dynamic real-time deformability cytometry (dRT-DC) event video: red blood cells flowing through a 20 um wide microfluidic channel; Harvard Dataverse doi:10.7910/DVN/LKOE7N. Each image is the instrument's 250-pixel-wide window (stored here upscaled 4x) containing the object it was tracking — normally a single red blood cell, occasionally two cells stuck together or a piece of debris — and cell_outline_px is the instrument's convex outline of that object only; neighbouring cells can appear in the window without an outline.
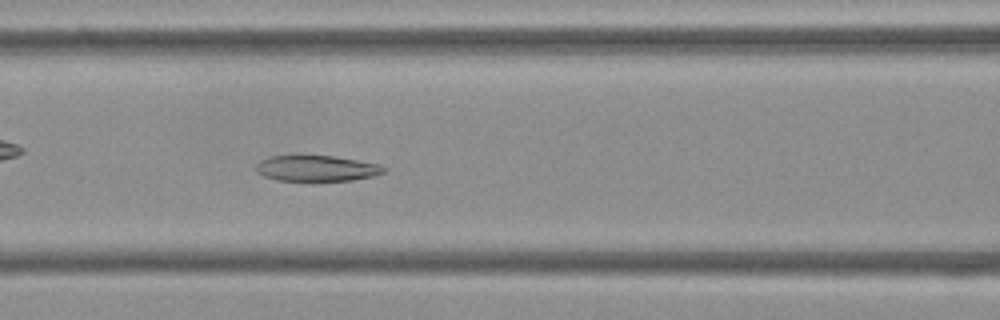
{"species": "Egyptian fruit bat (a non-hibernating species)", "species_latin": "Rousettus aegyptiacus", "temperature_condition": "cold", "stored_images_in_passage": 53, "camera_frame_rate_fps": 3000, "um_per_image_px": 0.085, "frame": {"image": 1, "passage_image": 22, "time_ms": 7.0, "image_size_px": [1000, 320], "cell_outline_px": [[388, 172], [372, 176], [352, 180], [276, 180], [264, 176], [256, 172], [256, 164], [260, 160], [272, 156], [336, 156], [376, 164], [388, 168]], "centroid_in_image_um": [26.92, 14.31], "position_along_channel_um": 139.7, "area_um2": 19.02}}
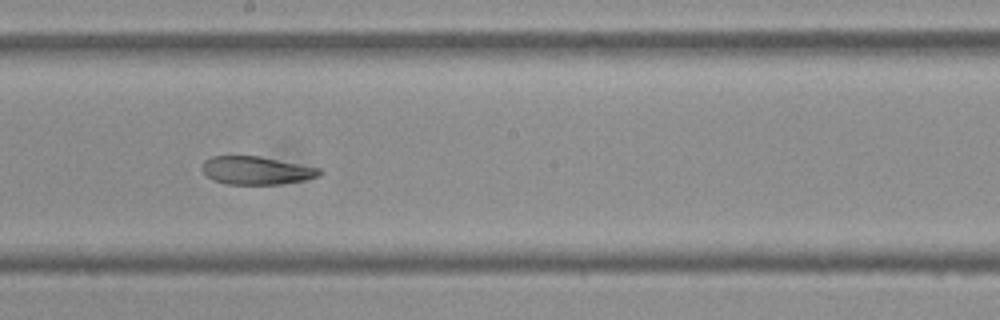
{"frame": {"image": 2, "passage_image": 29, "time_ms": 9.333, "image_size_px": [1000, 320], "cell_outline_px": [[324, 172], [320, 176], [304, 180], [280, 184], [228, 184], [212, 180], [200, 168], [204, 160], [212, 156], [260, 156], [320, 168]], "centroid_in_image_um": [21.8, 14.48], "position_along_channel_um": 226.4, "area_um2": 19.31}}
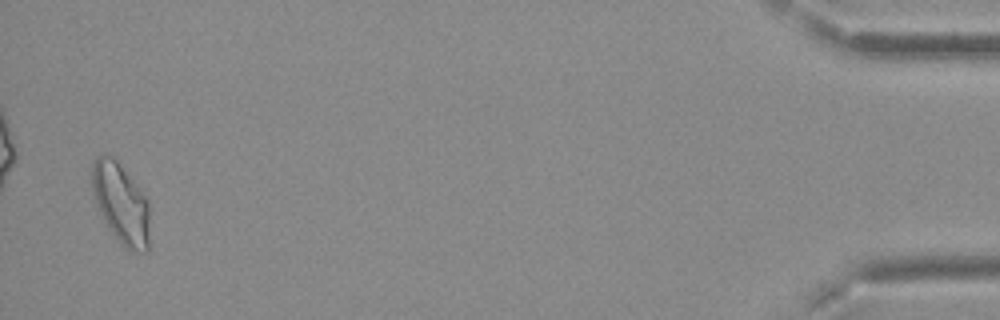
{"frame": {"image": 3, "passage_image": 52, "time_ms": 17.0, "image_size_px": [1000, 320], "cell_outline_px": [[148, 252], [128, 252], [120, 244], [104, 220], [92, 196], [92, 160], [100, 152], [112, 156], [116, 160], [148, 200]], "centroid_in_image_um": [10.24, 17.29], "position_along_channel_um": 425.0, "area_um2": 27.05}, "authors_computed_cell_mechanics": {"area_um2": 21.7906, "velocity_mm_per_s": 3.7341, "shape_relaxation_time_tau1_ms": null, "shape_relaxation_time_tau2_ms": 3.952, "deformation_change_tau1": null, "deformation_change_tau2": 0.0837}}